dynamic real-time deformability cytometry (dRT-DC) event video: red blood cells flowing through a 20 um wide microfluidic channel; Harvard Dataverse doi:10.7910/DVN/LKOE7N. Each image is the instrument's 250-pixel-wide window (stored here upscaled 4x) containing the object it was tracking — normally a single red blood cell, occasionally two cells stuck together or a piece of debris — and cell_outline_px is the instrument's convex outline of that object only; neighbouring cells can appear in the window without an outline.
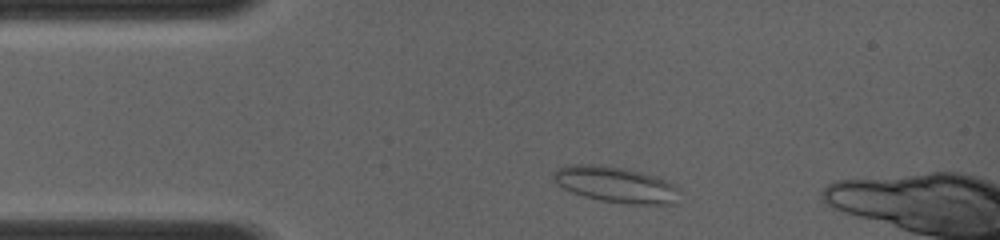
{"species": "common noctule bat (a hibernating species)", "species_latin": "Nyctalus noctula", "temperature_condition": "room temperature", "stored_images_in_passage": 26, "camera_frame_rate_fps": 4000, "um_per_image_px": 0.085, "animal": {"sex": "female", "body_mass_g": 19.0, "forearm_length_mm": 56.7}, "frame": {"image": 1, "passage_image": 3, "time_ms": 0.75, "image_size_px": [1000, 240], "cell_outline_px": [[680, 204], [632, 204], [604, 200], [584, 196], [572, 192], [564, 188], [552, 180], [552, 176], [556, 168], [568, 164], [604, 164], [624, 168], [656, 176], [680, 188]], "centroid_in_image_um": [52.37, 15.68], "position_along_channel_um": 32.6, "area_um2": 26.65}}
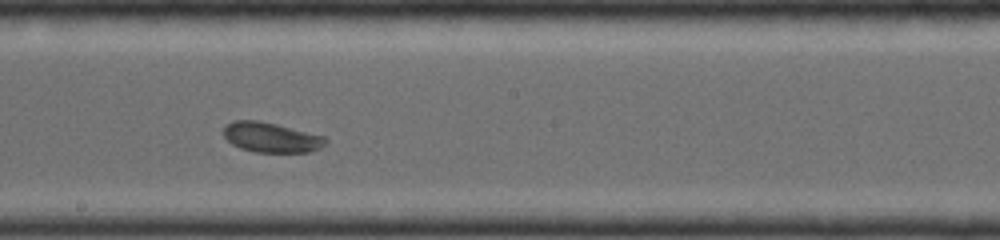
{"frame": {"image": 2, "passage_image": 15, "time_ms": 5.75, "image_size_px": [1000, 240], "cell_outline_px": [[328, 140], [320, 148], [308, 152], [256, 152], [240, 148], [232, 144], [224, 136], [224, 128], [232, 120], [256, 120], [276, 124], [324, 136]], "centroid_in_image_um": [23.04, 11.68], "position_along_channel_um": 225.2, "area_um2": 17.63}}
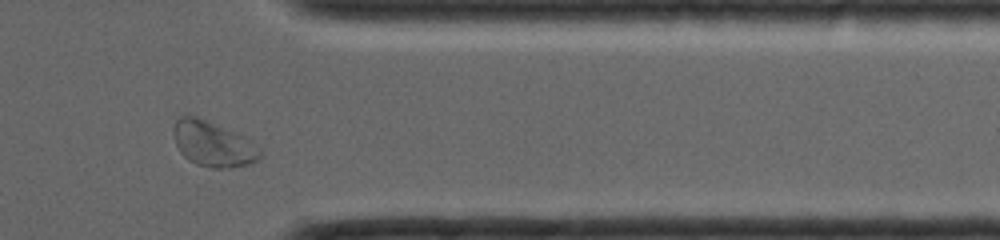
{"frame": {"image": 3, "passage_image": 24, "time_ms": 9.5, "image_size_px": [1000, 240], "cell_outline_px": [[260, 160], [252, 164], [228, 168], [212, 168], [196, 164], [188, 160], [180, 152], [176, 144], [172, 132], [172, 128], [176, 120], [180, 116], [196, 116], [236, 132], [252, 140], [260, 148]], "centroid_in_image_um": [18.12, 12.25], "position_along_channel_um": 393.3, "area_um2": 23.12}}